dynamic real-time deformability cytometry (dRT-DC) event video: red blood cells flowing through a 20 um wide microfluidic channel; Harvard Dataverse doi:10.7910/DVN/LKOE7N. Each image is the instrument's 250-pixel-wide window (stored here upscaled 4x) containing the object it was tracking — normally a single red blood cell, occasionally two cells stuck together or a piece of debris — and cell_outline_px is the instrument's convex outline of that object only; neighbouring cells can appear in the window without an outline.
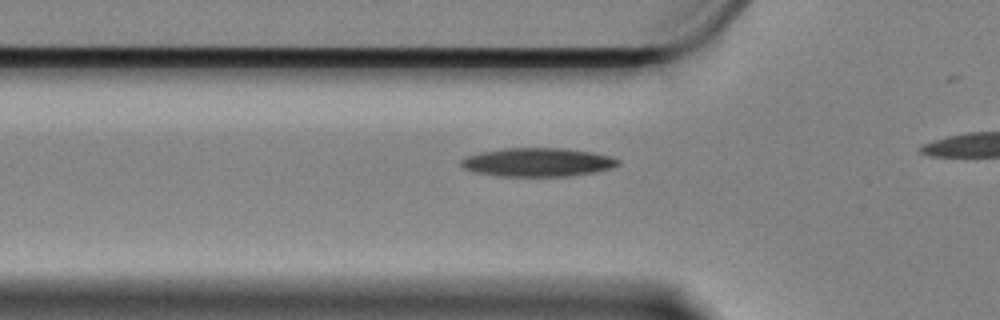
{"species": "Egyptian fruit bat (a non-hibernating species)", "species_latin": "Rousettus aegyptiacus", "temperature_condition": "cold", "stored_images_in_passage": 29, "camera_frame_rate_fps": 3000, "um_per_image_px": 0.085, "animal": {"sex": "female"}, "frame": {"image": 1, "passage_image": 12, "time_ms": 3.667, "image_size_px": [1000, 320], "cell_outline_px": [[620, 164], [612, 168], [596, 172], [572, 176], [500, 176], [472, 172], [464, 168], [460, 164], [460, 160], [464, 156], [480, 152], [504, 148], [564, 148], [592, 152], [608, 156], [620, 160]], "centroid_in_image_um": [45.68, 13.79], "position_along_channel_um": 80.1, "area_um2": 26.41}}
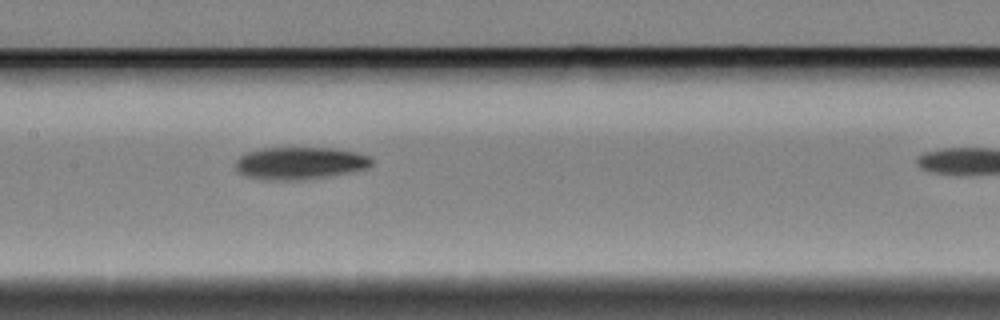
{"frame": {"image": 2, "passage_image": 21, "time_ms": 6.667, "image_size_px": [1000, 320], "cell_outline_px": [[372, 164], [368, 168], [328, 176], [304, 180], [260, 180], [244, 176], [236, 168], [236, 160], [240, 156], [248, 152], [260, 148], [332, 148], [356, 152], [368, 156], [372, 160]], "centroid_in_image_um": [25.46, 13.88], "position_along_channel_um": 181.9, "area_um2": 25.72}}
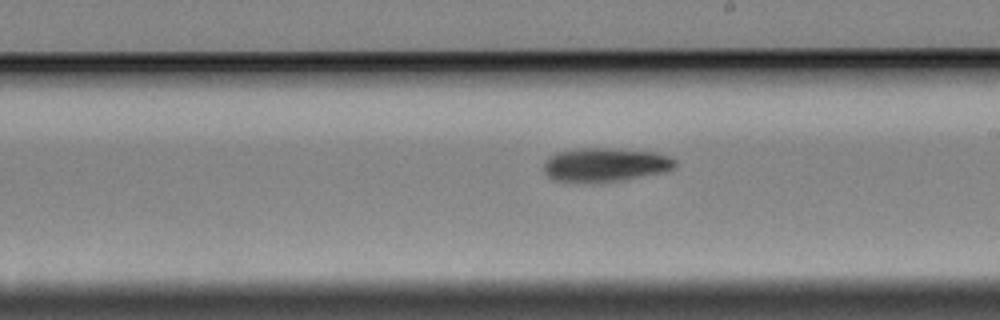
{"frame": {"image": 3, "passage_image": 26, "time_ms": 8.333, "image_size_px": [1000, 320], "cell_outline_px": [[676, 168], [668, 172], [620, 180], [552, 180], [544, 172], [544, 164], [556, 152], [580, 148], [608, 148], [656, 152], [668, 156], [676, 160]], "centroid_in_image_um": [51.53, 13.97], "position_along_channel_um": 237.5, "area_um2": 25.32}}